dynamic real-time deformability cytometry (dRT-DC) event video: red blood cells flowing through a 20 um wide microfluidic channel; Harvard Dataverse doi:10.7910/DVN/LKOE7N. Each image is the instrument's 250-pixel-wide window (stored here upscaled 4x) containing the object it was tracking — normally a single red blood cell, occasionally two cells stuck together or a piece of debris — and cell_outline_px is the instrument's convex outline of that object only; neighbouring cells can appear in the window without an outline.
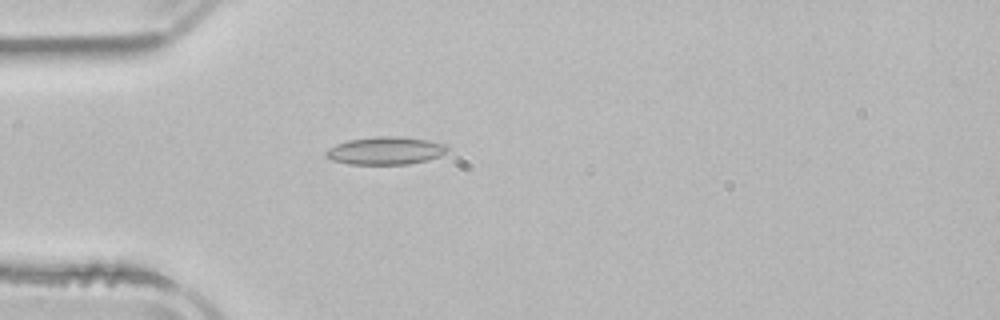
{"species": "common noctule bat (a hibernating species)", "species_latin": "Nyctalus noctula", "temperature_condition": "room temperature", "stored_images_in_passage": 2, "camera_frame_rate_fps": 3000, "um_per_image_px": 0.085, "animal": {"sex": "male", "body_mass_g": 21.5, "forearm_length_mm": 52.0}, "frame": {"image": 1, "passage_image": 2, "time_ms": 1.333, "image_size_px": [1000, 320], "cell_outline_px": [[448, 148], [440, 156], [428, 160], [408, 164], [348, 164], [332, 160], [324, 156], [324, 152], [328, 148], [336, 144], [348, 140], [376, 136], [396, 136], [428, 140], [444, 144]], "centroid_in_image_um": [32.72, 12.81], "position_along_channel_um": 52.3, "area_um2": 19.65}}